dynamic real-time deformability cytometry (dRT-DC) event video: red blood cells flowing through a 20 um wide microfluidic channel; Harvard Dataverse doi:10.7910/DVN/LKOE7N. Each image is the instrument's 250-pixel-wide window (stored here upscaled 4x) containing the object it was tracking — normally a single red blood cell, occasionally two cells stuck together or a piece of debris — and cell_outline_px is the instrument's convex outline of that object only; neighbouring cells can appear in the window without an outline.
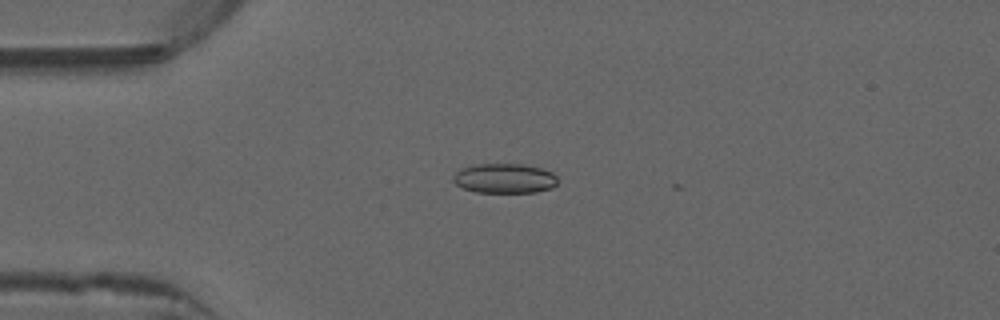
{"species": "common noctule bat (a hibernating species)", "species_latin": "Nyctalus noctula", "temperature_condition": "warm", "stored_images_in_passage": 9, "camera_frame_rate_fps": 3000, "um_per_image_px": 0.085, "animal": {"sex": "male", "forearm_length_mm": 52.5}, "frame": {"image": 1, "passage_image": 4, "time_ms": 1.0, "image_size_px": [1000, 320], "cell_outline_px": [[556, 184], [552, 188], [536, 192], [476, 192], [464, 188], [456, 184], [452, 180], [452, 176], [460, 168], [472, 164], [524, 164], [540, 168], [552, 172], [556, 176]], "centroid_in_image_um": [42.86, 15.15], "position_along_channel_um": 42.1, "area_um2": 18.15}}